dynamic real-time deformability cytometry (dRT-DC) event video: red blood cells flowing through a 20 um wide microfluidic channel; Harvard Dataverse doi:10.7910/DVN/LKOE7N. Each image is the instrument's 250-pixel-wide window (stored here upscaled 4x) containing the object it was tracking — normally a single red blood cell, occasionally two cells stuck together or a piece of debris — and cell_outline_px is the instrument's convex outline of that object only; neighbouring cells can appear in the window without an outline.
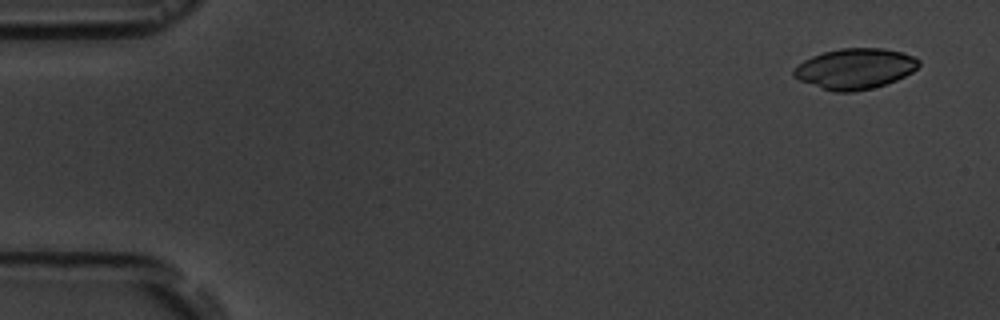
{"species": "common noctule bat (a hibernating species)", "species_latin": "Nyctalus noctula", "temperature_condition": "room temperature", "stored_images_in_passage": 5, "camera_frame_rate_fps": 3000, "um_per_image_px": 0.085, "animal": {"sex": "male", "body_mass_g": 19.5, "forearm_length_mm": 54.6}, "frame": {"image": 1, "passage_image": 1, "time_ms": 0.0, "image_size_px": [1000, 320], "cell_outline_px": [[920, 64], [912, 72], [896, 80], [872, 88], [852, 92], [832, 92], [800, 80], [792, 76], [792, 72], [804, 60], [812, 56], [824, 52], [840, 48], [884, 48], [900, 52], [912, 56], [920, 60]], "centroid_in_image_um": [72.67, 5.84], "position_along_channel_um": 12.3, "area_um2": 29.36}}